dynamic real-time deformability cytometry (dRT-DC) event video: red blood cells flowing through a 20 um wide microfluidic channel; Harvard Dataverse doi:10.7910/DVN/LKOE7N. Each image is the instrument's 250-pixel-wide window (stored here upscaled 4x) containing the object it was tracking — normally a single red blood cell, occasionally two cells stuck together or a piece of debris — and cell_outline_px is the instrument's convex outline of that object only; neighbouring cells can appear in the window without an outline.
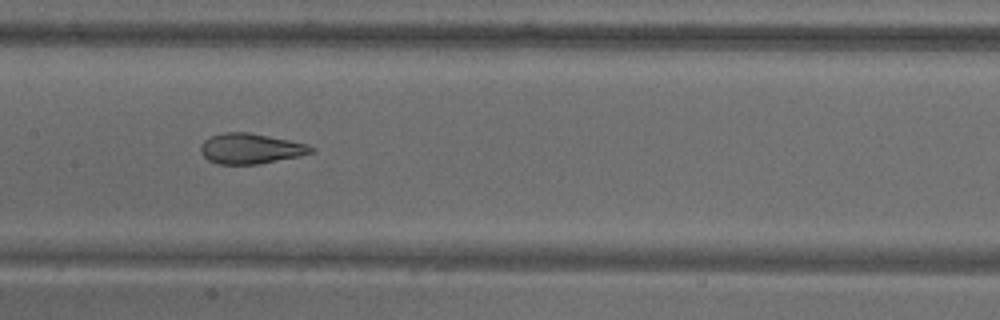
{"species": "common noctule bat (a hibernating species)", "species_latin": "Nyctalus noctula", "temperature_condition": "warm", "stored_images_in_passage": 10, "camera_frame_rate_fps": 3000, "um_per_image_px": 0.085, "animal": {"sex": "male", "body_mass_g": 18.8}, "frame": {"image": 1, "passage_image": 9, "time_ms": 11.333, "image_size_px": [1000, 320], "cell_outline_px": [[316, 152], [300, 156], [260, 164], [216, 164], [208, 160], [200, 152], [200, 144], [204, 140], [212, 136], [224, 132], [248, 132], [308, 144], [316, 148]], "centroid_in_image_um": [21.32, 12.64], "position_along_channel_um": 186.1, "area_um2": 19.71}}